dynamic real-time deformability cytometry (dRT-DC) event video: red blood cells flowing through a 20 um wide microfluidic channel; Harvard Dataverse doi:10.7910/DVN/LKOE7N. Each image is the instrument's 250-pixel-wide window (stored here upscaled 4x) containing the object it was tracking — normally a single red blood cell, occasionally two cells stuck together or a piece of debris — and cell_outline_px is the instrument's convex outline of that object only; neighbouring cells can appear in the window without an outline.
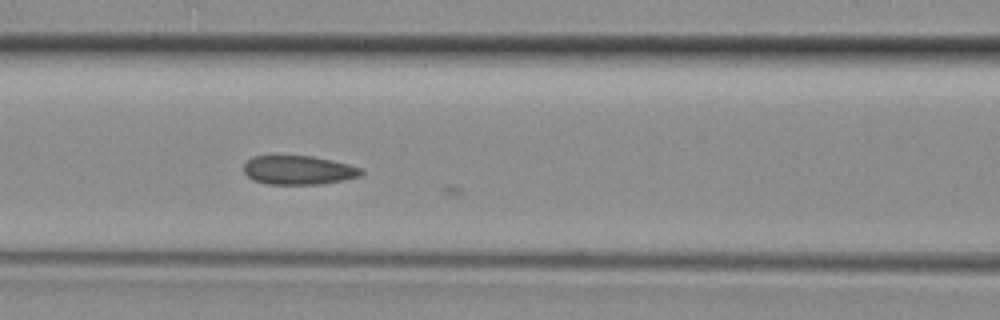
{"species": "common noctule bat (a hibernating species)", "species_latin": "Nyctalus noctula", "temperature_condition": "room temperature", "stored_images_in_passage": 22, "camera_frame_rate_fps": 3000, "um_per_image_px": 0.085, "animal": {"sex": "female", "body_mass_g": 29.2, "forearm_length_mm": 56.3}, "frame": {"image": 1, "passage_image": 16, "time_ms": 5.0, "image_size_px": [1000, 320], "cell_outline_px": [[364, 172], [360, 176], [320, 184], [268, 184], [252, 180], [244, 172], [244, 164], [252, 156], [312, 156], [332, 160], [348, 164], [360, 168]], "centroid_in_image_um": [25.34, 14.46], "position_along_channel_um": 141.3, "area_um2": 19.65}}